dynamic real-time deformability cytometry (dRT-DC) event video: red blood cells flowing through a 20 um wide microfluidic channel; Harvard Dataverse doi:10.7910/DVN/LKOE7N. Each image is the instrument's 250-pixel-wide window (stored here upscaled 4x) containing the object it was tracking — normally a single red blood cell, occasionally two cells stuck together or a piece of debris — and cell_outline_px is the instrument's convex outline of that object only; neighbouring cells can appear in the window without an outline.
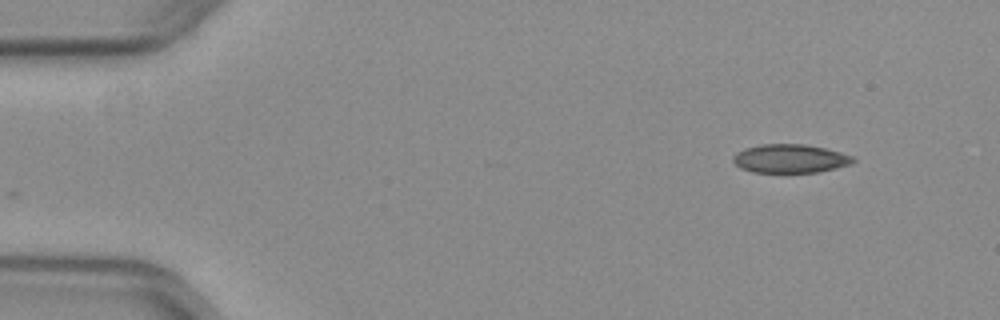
{"species": "common noctule bat (a hibernating species)", "species_latin": "Nyctalus noctula", "temperature_condition": "warm", "stored_images_in_passage": 48, "camera_frame_rate_fps": 3000, "um_per_image_px": 0.085, "animal": {"sex": "female", "body_mass_g": 29.2, "forearm_length_mm": 56.3}, "frame": {"image": 1, "passage_image": 1, "time_ms": 0.0, "image_size_px": [1000, 320], "cell_outline_px": [[856, 160], [852, 164], [836, 168], [816, 172], [752, 172], [740, 168], [732, 160], [732, 156], [736, 152], [744, 148], [760, 144], [804, 144], [824, 148], [840, 152], [852, 156]], "centroid_in_image_um": [67.13, 13.47], "position_along_channel_um": 17.9, "area_um2": 20.06}}
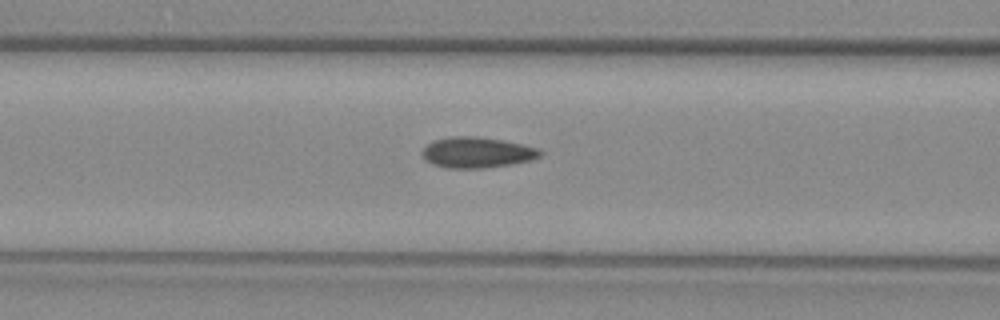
{"frame": {"image": 2, "passage_image": 17, "time_ms": 5.333, "image_size_px": [1000, 320], "cell_outline_px": [[544, 152], [540, 156], [532, 160], [512, 164], [484, 168], [444, 168], [432, 164], [420, 152], [432, 140], [452, 136], [476, 136], [504, 140], [540, 148]], "centroid_in_image_um": [40.58, 12.95], "position_along_channel_um": 126.0, "area_um2": 21.33}}
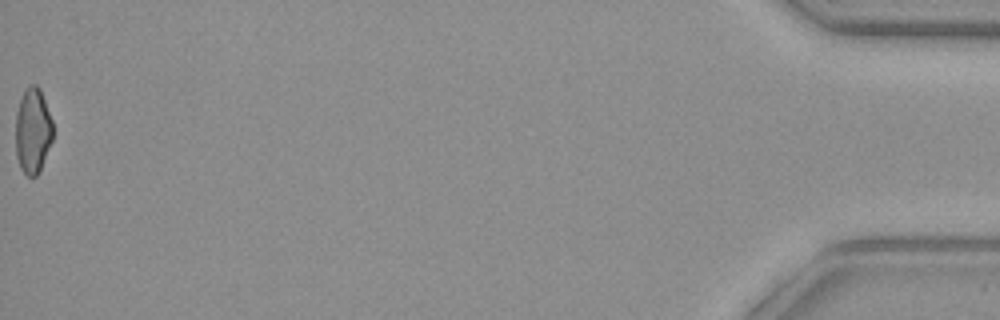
{"frame": {"image": 3, "passage_image": 48, "time_ms": 15.667, "image_size_px": [1000, 320], "cell_outline_px": [[52, 140], [40, 172], [36, 176], [28, 176], [20, 168], [16, 156], [16, 112], [24, 88], [28, 84], [36, 84], [40, 88], [52, 120]], "centroid_in_image_um": [2.78, 11.1], "position_along_channel_um": 432.4, "area_um2": 18.73}, "authors_computed_cell_mechanics": {"area_um2": 20.3456, "velocity_mm_per_s": 3.9835, "shape_relaxation_time_tau1_ms": null, "shape_relaxation_time_tau2_ms": 1.6828, "deformation_change_tau1": null, "deformation_change_tau2": 0.0648}}